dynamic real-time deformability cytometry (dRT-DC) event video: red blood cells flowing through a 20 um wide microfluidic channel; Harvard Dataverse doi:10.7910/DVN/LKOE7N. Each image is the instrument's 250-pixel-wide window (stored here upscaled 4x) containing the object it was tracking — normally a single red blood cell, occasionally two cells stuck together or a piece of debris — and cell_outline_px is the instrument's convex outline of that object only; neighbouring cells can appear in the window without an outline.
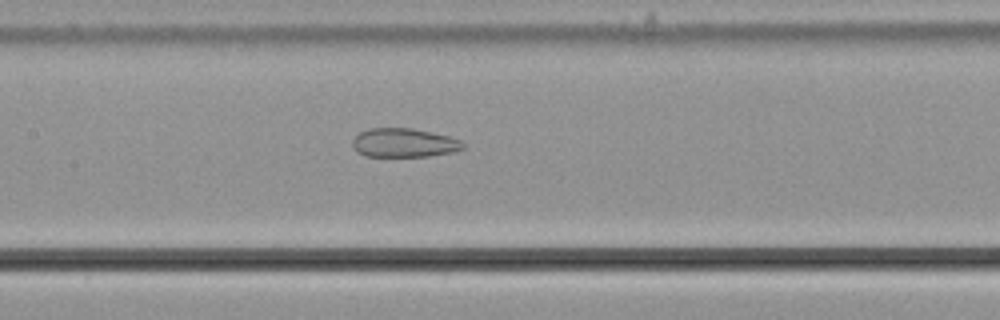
{"species": "common noctule bat (a hibernating species)", "species_latin": "Nyctalus noctula", "temperature_condition": "cold", "stored_images_in_passage": 48, "camera_frame_rate_fps": 3000, "um_per_image_px": 0.085, "animal": {"sex": "male", "body_mass_g": 21.5, "forearm_length_mm": 52.0}, "frame": {"image": 1, "passage_image": 19, "time_ms": 6.0, "image_size_px": [1000, 320], "cell_outline_px": [[464, 148], [452, 152], [428, 156], [364, 156], [356, 152], [352, 148], [352, 140], [360, 132], [372, 128], [412, 128], [448, 136], [460, 140], [464, 144]], "centroid_in_image_um": [34.3, 12.14], "position_along_channel_um": 173.1, "area_um2": 18.55}}
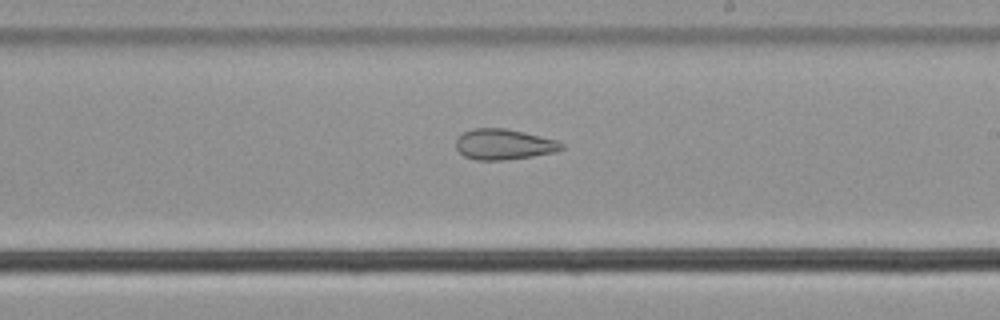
{"frame": {"image": 2, "passage_image": 25, "time_ms": 8.0, "image_size_px": [1000, 320], "cell_outline_px": [[564, 148], [556, 152], [532, 156], [504, 160], [476, 160], [464, 156], [456, 148], [456, 140], [464, 132], [476, 128], [504, 128], [524, 132], [556, 140], [564, 144]], "centroid_in_image_um": [42.84, 12.27], "position_along_channel_um": 246.2, "area_um2": 18.73}}
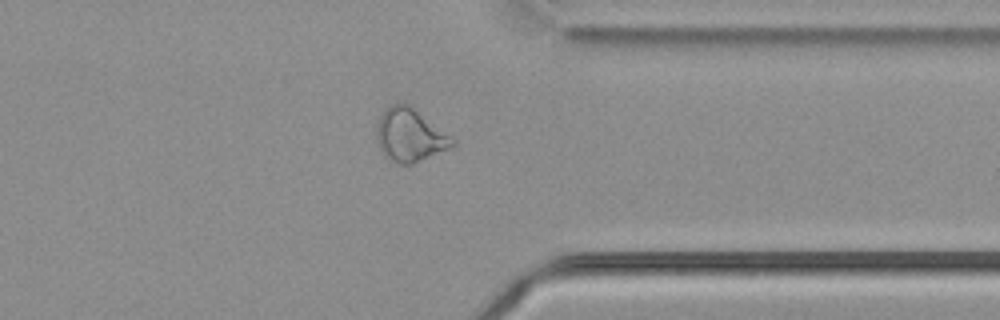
{"frame": {"image": 3, "passage_image": 36, "time_ms": 11.667, "image_size_px": [1000, 320], "cell_outline_px": [[456, 144], [452, 148], [412, 164], [400, 164], [388, 160], [384, 156], [380, 148], [376, 136], [376, 128], [380, 116], [392, 104], [400, 100], [408, 104], [456, 140]], "centroid_in_image_um": [34.84, 11.5], "position_along_channel_um": 376.6, "area_um2": 23.47}, "authors_computed_cell_mechanics": {"area_um2": 24.3916, "velocity_mm_per_s": 3.6723, "shape_relaxation_time_tau1_ms": null, "shape_relaxation_time_tau2_ms": 2.4292, "deformation_change_tau1": null, "deformation_change_tau2": 0.0885}}